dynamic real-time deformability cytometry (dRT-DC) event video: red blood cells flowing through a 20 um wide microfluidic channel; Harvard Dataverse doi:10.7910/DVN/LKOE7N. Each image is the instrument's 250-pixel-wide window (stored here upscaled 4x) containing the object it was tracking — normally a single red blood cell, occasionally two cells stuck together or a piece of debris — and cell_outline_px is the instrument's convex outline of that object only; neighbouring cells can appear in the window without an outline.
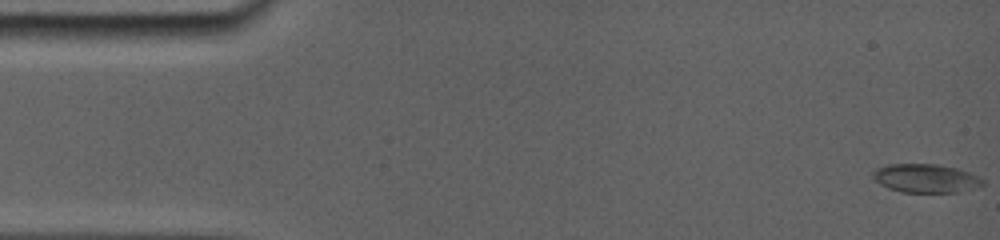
{"species": "common noctule bat (a hibernating species)", "species_latin": "Nyctalus noctula", "temperature_condition": "room temperature", "stored_images_in_passage": 9, "camera_frame_rate_fps": 5000, "um_per_image_px": 0.085, "animal": {"sex": "female", "body_mass_g": 19.0, "forearm_length_mm": 56.7}, "frame": {"image": 1, "passage_image": 1, "time_ms": 0.0, "image_size_px": [1000, 240], "cell_outline_px": [[984, 184], [956, 192], [904, 192], [892, 188], [876, 180], [872, 176], [880, 168], [896, 164], [932, 164], [952, 168], [976, 176], [984, 180]], "centroid_in_image_um": [78.71, 15.16], "position_along_channel_um": 6.3, "area_um2": 17.17}}
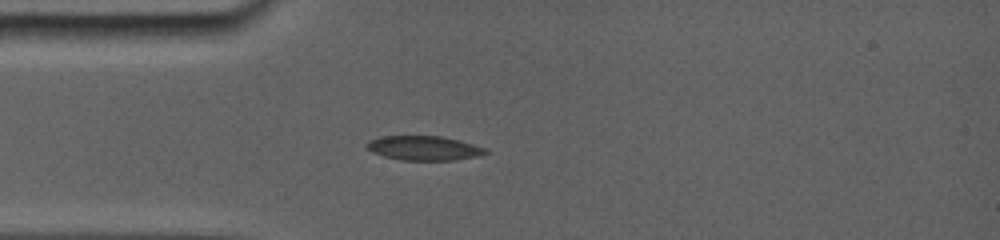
{"frame": {"image": 2, "passage_image": 9, "time_ms": 4.2, "image_size_px": [1000, 240], "cell_outline_px": [[488, 152], [476, 156], [452, 160], [404, 160], [384, 156], [368, 148], [368, 144], [372, 140], [384, 136], [436, 136], [456, 140], [484, 148]], "centroid_in_image_um": [36.04, 12.59], "position_along_channel_um": 49.0, "area_um2": 16.07}}